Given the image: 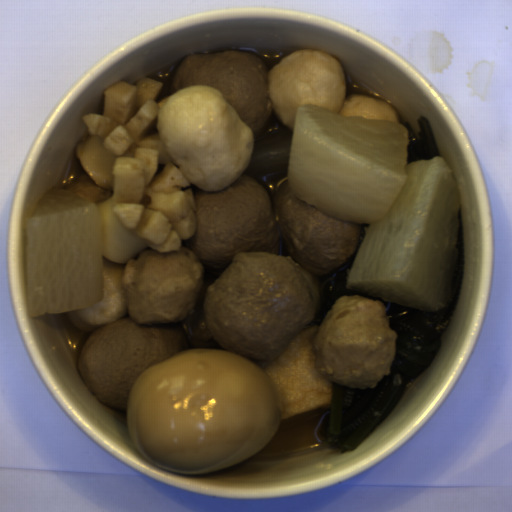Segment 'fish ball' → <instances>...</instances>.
I'll use <instances>...</instances> for the list:
<instances>
[{"instance_id": "obj_1", "label": "fish ball", "mask_w": 512, "mask_h": 512, "mask_svg": "<svg viewBox=\"0 0 512 512\" xmlns=\"http://www.w3.org/2000/svg\"><path fill=\"white\" fill-rule=\"evenodd\" d=\"M156 127L169 157L198 189L219 192L251 165L254 132L217 88L177 90L158 111Z\"/></svg>"}, {"instance_id": "obj_2", "label": "fish ball", "mask_w": 512, "mask_h": 512, "mask_svg": "<svg viewBox=\"0 0 512 512\" xmlns=\"http://www.w3.org/2000/svg\"><path fill=\"white\" fill-rule=\"evenodd\" d=\"M267 91L274 112L293 132L301 105H321L335 115L361 116L399 123L398 112L385 100L367 93L347 98L345 70L337 59L315 48L296 49L277 63L267 75Z\"/></svg>"}]
</instances>
